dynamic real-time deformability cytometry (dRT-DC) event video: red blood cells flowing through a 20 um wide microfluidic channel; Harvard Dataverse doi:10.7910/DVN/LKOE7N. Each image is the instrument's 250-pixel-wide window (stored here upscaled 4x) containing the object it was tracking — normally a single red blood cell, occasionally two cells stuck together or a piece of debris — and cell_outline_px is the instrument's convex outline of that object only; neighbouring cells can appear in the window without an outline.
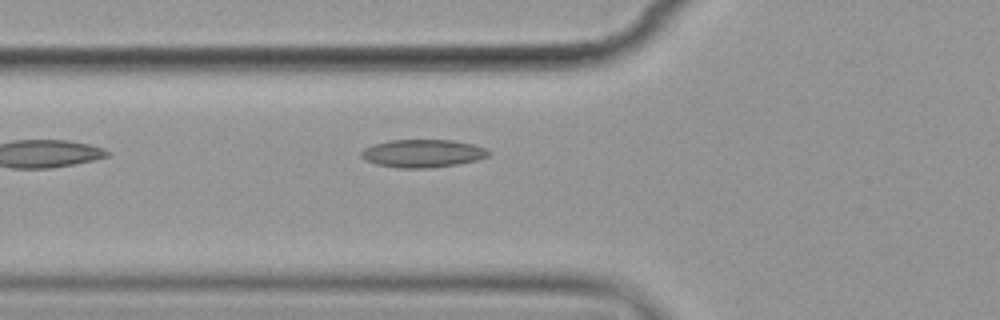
{"species": "common noctule bat (a hibernating species)", "species_latin": "Nyctalus noctula", "temperature_condition": "cold", "stored_images_in_passage": 6, "camera_frame_rate_fps": 3000, "um_per_image_px": 0.085, "animal": {"sex": "female", "body_mass_g": 19.9}, "frame": {"image": 1, "passage_image": 6, "time_ms": 5.667, "image_size_px": [1000, 320], "cell_outline_px": [[492, 152], [488, 156], [476, 160], [456, 164], [432, 168], [396, 168], [376, 164], [364, 160], [360, 156], [360, 152], [364, 148], [372, 144], [388, 140], [452, 140], [472, 144], [484, 148]], "centroid_in_image_um": [35.87, 13.04], "position_along_channel_um": 89.9, "area_um2": 20.87}}